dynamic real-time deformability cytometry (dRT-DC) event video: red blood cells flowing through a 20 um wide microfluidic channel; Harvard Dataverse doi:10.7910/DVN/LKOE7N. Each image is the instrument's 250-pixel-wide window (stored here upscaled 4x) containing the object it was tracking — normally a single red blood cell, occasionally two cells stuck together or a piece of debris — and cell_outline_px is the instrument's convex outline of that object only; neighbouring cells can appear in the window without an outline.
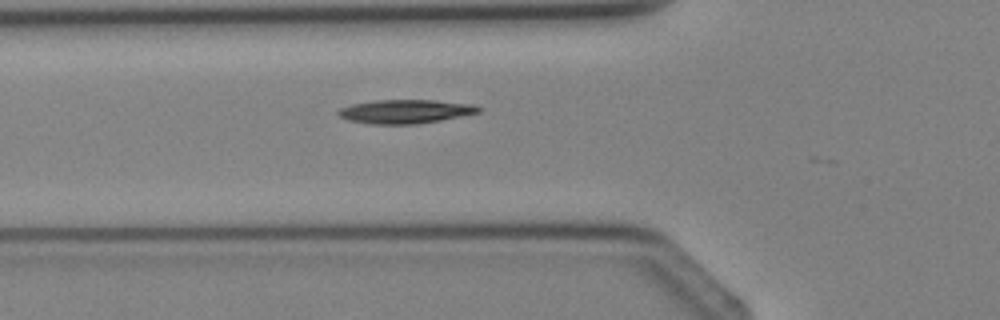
{"species": "Egyptian fruit bat (a non-hibernating species)", "species_latin": "Rousettus aegyptiacus", "temperature_condition": "cold", "stored_images_in_passage": 4, "camera_frame_rate_fps": 3000, "um_per_image_px": 0.085, "animal": {"sex": "female"}, "frame": {"image": 1, "passage_image": 4, "time_ms": 4.333, "image_size_px": [1000, 320], "cell_outline_px": [[484, 108], [480, 112], [440, 120], [416, 124], [368, 124], [348, 120], [340, 116], [336, 112], [340, 108], [352, 104], [376, 100], [432, 100], [476, 104]], "centroid_in_image_um": [34.48, 9.47], "position_along_channel_um": 91.3, "area_um2": 19.54}}